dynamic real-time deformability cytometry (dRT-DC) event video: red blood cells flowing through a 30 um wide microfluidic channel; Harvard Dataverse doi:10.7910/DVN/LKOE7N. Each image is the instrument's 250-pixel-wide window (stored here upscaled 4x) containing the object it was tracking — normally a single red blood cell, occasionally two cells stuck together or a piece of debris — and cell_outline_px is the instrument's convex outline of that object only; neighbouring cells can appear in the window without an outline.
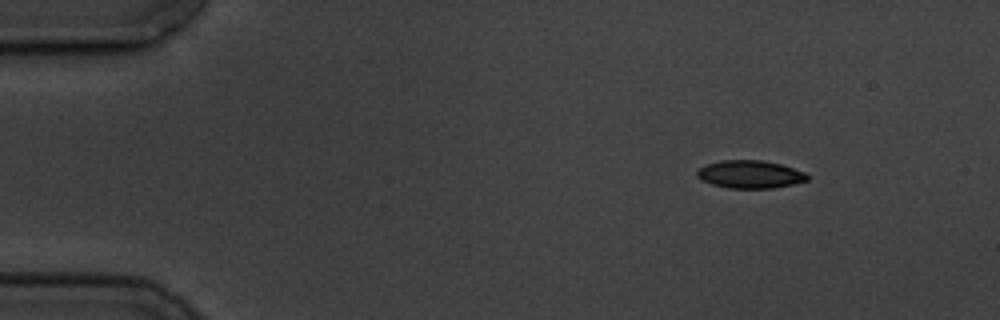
{"species": "common noctule bat (a hibernating species)", "species_latin": "Nyctalus noctula", "temperature_condition": "cold", "stored_images_in_passage": 5, "camera_frame_rate_fps": 3000, "um_per_image_px": 0.085, "animal": {"sex": "male", "body_mass_g": 19.5, "forearm_length_mm": 54.6}, "frame": {"image": 1, "passage_image": 1, "time_ms": 0.0, "image_size_px": [1000, 320], "cell_outline_px": [[808, 180], [792, 184], [772, 188], [728, 188], [712, 184], [696, 176], [696, 172], [700, 168], [708, 164], [720, 160], [760, 160], [780, 164], [804, 172], [808, 176]], "centroid_in_image_um": [63.74, 14.82], "position_along_channel_um": 21.3, "area_um2": 17.63}}
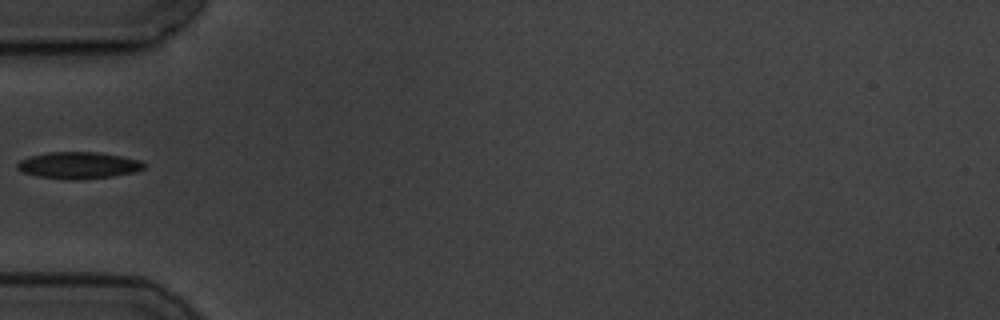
{"frame": {"image": 2, "passage_image": 4, "time_ms": 4.0, "image_size_px": [1000, 320], "cell_outline_px": [[148, 164], [144, 168], [136, 172], [112, 176], [80, 180], [72, 180], [36, 176], [24, 172], [16, 168], [16, 164], [20, 160], [32, 156], [48, 152], [96, 152], [120, 156], [140, 160]], "centroid_in_image_um": [6.7, 14.06], "position_along_channel_um": 78.3, "area_um2": 19.77}}
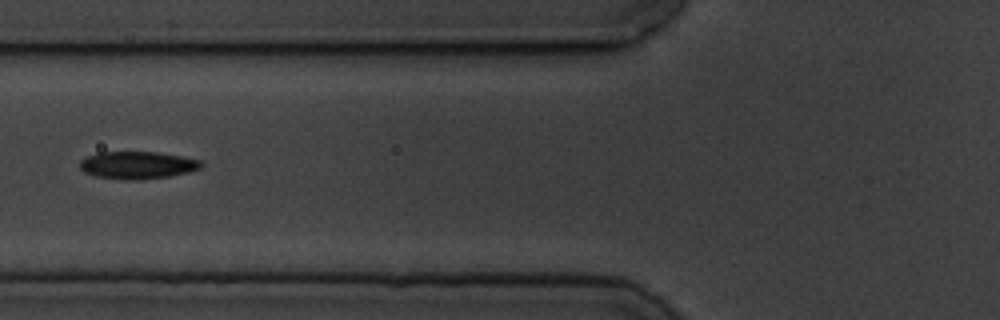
{"frame": {"image": 3, "passage_image": 5, "time_ms": 5.0, "image_size_px": [1000, 320], "cell_outline_px": [[204, 164], [200, 168], [188, 172], [168, 176], [140, 180], [124, 180], [92, 176], [84, 172], [80, 168], [80, 160], [84, 156], [100, 152], [156, 152], [184, 156], [200, 160]], "centroid_in_image_um": [11.65, 14.04], "position_along_channel_um": 114.2, "area_um2": 19.65}}